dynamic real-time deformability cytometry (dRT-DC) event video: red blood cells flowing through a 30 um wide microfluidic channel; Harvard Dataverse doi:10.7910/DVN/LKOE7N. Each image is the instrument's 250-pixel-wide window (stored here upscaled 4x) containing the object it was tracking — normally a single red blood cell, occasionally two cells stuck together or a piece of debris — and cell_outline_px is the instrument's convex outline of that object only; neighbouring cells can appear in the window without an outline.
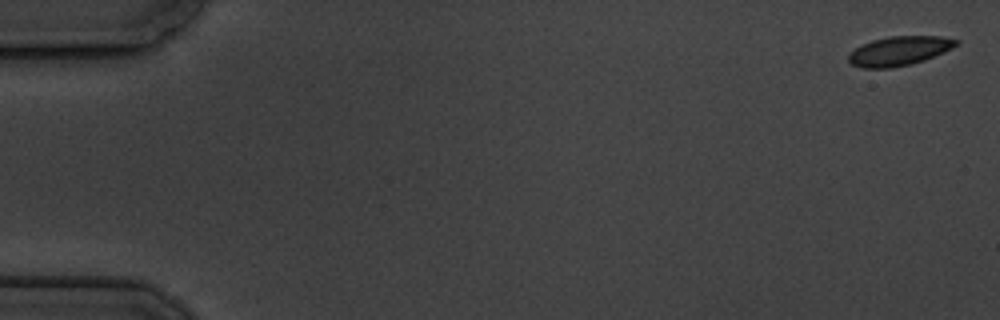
{"species": "common noctule bat (a hibernating species)", "species_latin": "Nyctalus noctula", "temperature_condition": "cold", "stored_images_in_passage": 8, "camera_frame_rate_fps": 3000, "um_per_image_px": 0.085, "animal": {"sex": "male", "body_mass_g": 19.5, "forearm_length_mm": 54.6}, "frame": {"image": 1, "passage_image": 1, "time_ms": 0.0, "image_size_px": [1000, 320], "cell_outline_px": [[960, 40], [952, 48], [944, 52], [924, 60], [892, 68], [860, 68], [852, 64], [848, 60], [848, 56], [856, 48], [872, 40], [888, 36], [944, 36]], "centroid_in_image_um": [76.44, 4.32], "position_along_channel_um": 8.6, "area_um2": 18.21}}
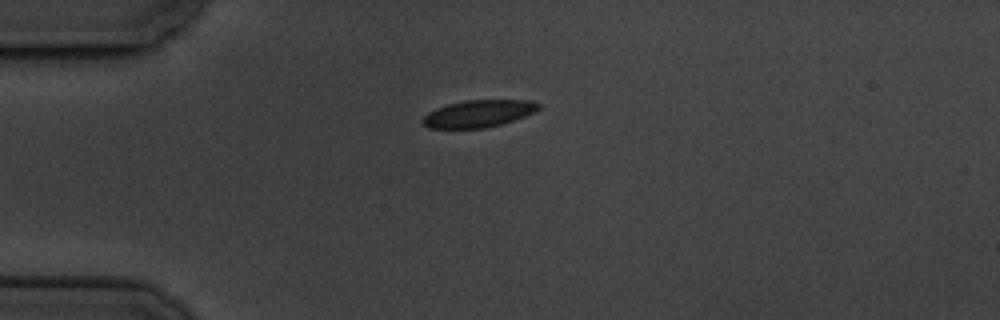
{"frame": {"image": 2, "passage_image": 5, "time_ms": 4.667, "image_size_px": [1000, 320], "cell_outline_px": [[540, 108], [536, 112], [500, 124], [484, 128], [428, 128], [420, 120], [428, 112], [436, 108], [448, 104], [464, 100], [528, 100], [540, 104]], "centroid_in_image_um": [40.65, 9.65], "position_along_channel_um": 44.3, "area_um2": 18.26}}
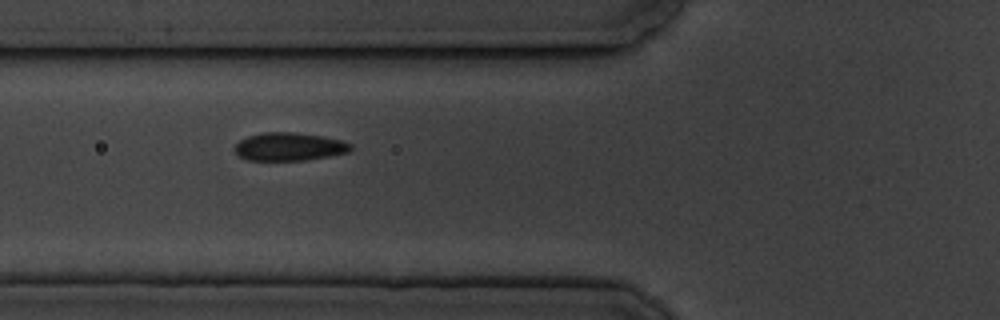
{"frame": {"image": 3, "passage_image": 7, "time_ms": 7.0, "image_size_px": [1000, 320], "cell_outline_px": [[352, 148], [348, 152], [328, 156], [304, 160], [248, 160], [240, 156], [232, 148], [240, 140], [248, 136], [264, 132], [296, 132], [324, 136], [344, 140], [352, 144]], "centroid_in_image_um": [24.6, 12.45], "position_along_channel_um": 101.2, "area_um2": 19.07}}